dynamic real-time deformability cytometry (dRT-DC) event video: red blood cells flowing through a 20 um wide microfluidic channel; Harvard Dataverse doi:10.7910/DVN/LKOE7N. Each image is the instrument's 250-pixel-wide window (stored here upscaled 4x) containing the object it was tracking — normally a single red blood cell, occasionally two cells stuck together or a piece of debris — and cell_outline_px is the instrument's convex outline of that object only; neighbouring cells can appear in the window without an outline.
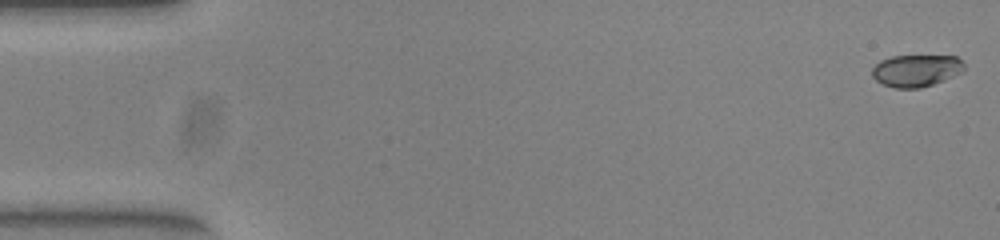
{"species": "common noctule bat (a hibernating species)", "species_latin": "Nyctalus noctula", "temperature_condition": "warm", "stored_images_in_passage": 51, "camera_frame_rate_fps": 3000, "um_per_image_px": 0.085, "animal": {"sex": "female", "body_mass_g": 23.0, "forearm_length_mm": 53.4}, "frame": {"image": 1, "passage_image": 1, "time_ms": 0.0, "image_size_px": [1000, 240], "cell_outline_px": [[964, 68], [960, 72], [944, 80], [920, 88], [896, 88], [884, 84], [876, 80], [872, 76], [872, 68], [880, 60], [892, 56], [956, 56], [964, 64]], "centroid_in_image_um": [77.85, 5.99], "position_along_channel_um": 7.2, "area_um2": 16.99}}
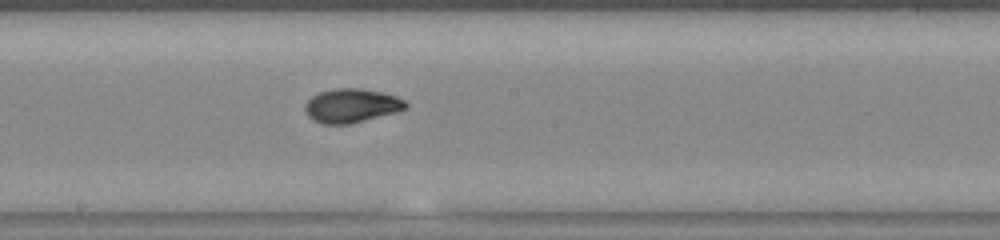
{"frame": {"image": 2, "passage_image": 28, "time_ms": 9.0, "image_size_px": [1000, 240], "cell_outline_px": [[408, 108], [396, 112], [348, 124], [320, 124], [312, 120], [308, 116], [304, 108], [304, 104], [312, 96], [320, 92], [332, 88], [360, 88], [380, 92], [396, 96], [404, 100], [408, 104]], "centroid_in_image_um": [29.85, 8.98], "position_along_channel_um": 218.4, "area_um2": 19.94}}
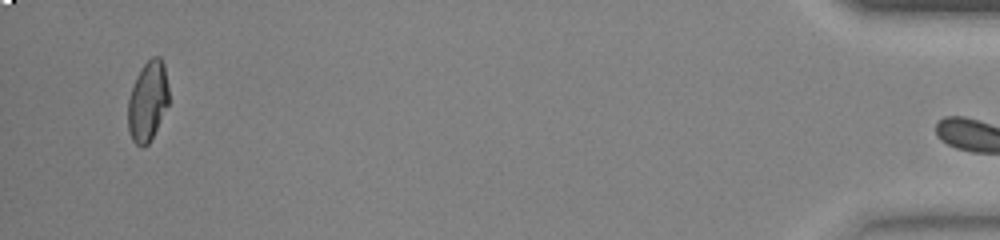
{"frame": {"image": 3, "passage_image": 50, "time_ms": 16.333, "image_size_px": [1000, 240], "cell_outline_px": [[168, 104], [148, 144], [136, 144], [132, 140], [128, 132], [128, 100], [136, 76], [140, 68], [152, 56], [160, 56], [164, 64], [168, 84]], "centroid_in_image_um": [12.55, 8.55], "position_along_channel_um": 422.7, "area_um2": 18.79}, "authors_computed_cell_mechanics": {"area_um2": 19.1318, "velocity_mm_per_s": 3.97, "shape_relaxation_time_tau1_ms": 5.2306, "shape_relaxation_time_tau2_ms": 1.1443, "deformation_change_tau1": 0.2095, "deformation_change_tau2": 0.0463}}